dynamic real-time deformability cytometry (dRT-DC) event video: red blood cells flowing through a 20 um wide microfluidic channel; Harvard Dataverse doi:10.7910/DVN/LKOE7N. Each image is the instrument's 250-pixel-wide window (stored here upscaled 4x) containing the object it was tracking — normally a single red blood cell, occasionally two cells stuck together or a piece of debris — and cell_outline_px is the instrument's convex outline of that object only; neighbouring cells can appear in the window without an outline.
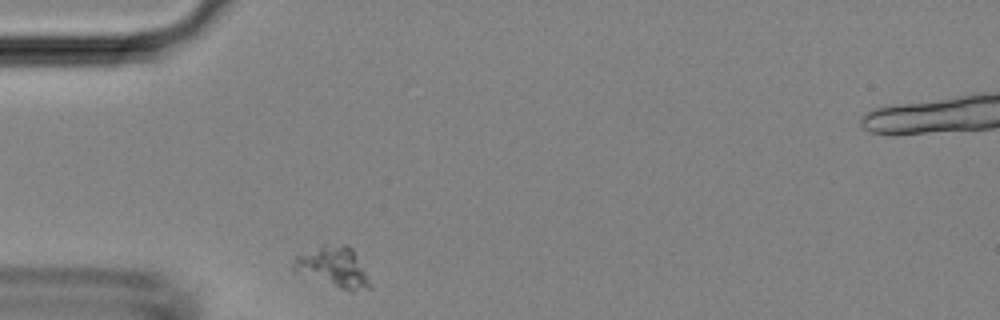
{"species": "Egyptian fruit bat (a non-hibernating species)", "species_latin": "Rousettus aegyptiacus", "temperature_condition": "room temperature", "stored_images_in_passage": 28, "camera_frame_rate_fps": 3000, "um_per_image_px": 0.085, "animal": {"sex": "female"}, "frame": {"image": 1, "passage_image": 1, "time_ms": 0.0, "image_size_px": [1000, 320], "cell_outline_px": [[372, 288], [352, 292], [348, 292], [292, 272], [292, 260], [296, 256], [324, 244], [348, 244], [352, 248], [372, 284]], "centroid_in_image_um": [28.31, 22.73], "position_along_channel_um": 56.7, "area_um2": 18.55}}
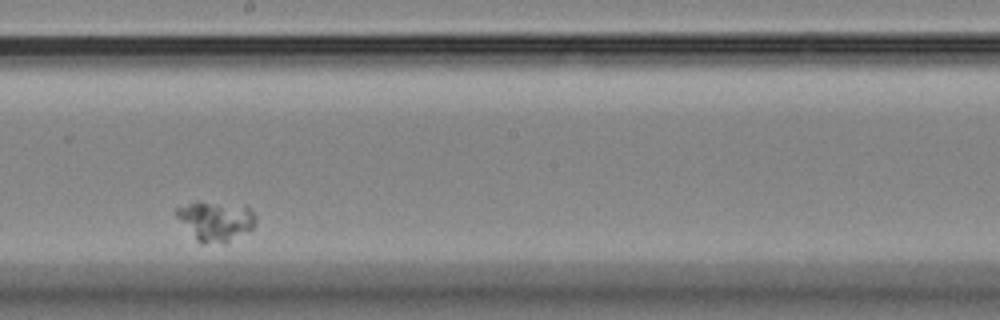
{"frame": {"image": 2, "passage_image": 16, "time_ms": 5.0, "image_size_px": [1000, 320], "cell_outline_px": [[256, 224], [252, 228], [224, 244], [200, 244], [196, 240], [176, 216], [176, 208], [196, 200], [248, 208], [256, 216]], "centroid_in_image_um": [18.29, 18.81], "position_along_channel_um": 229.9, "area_um2": 18.15}}
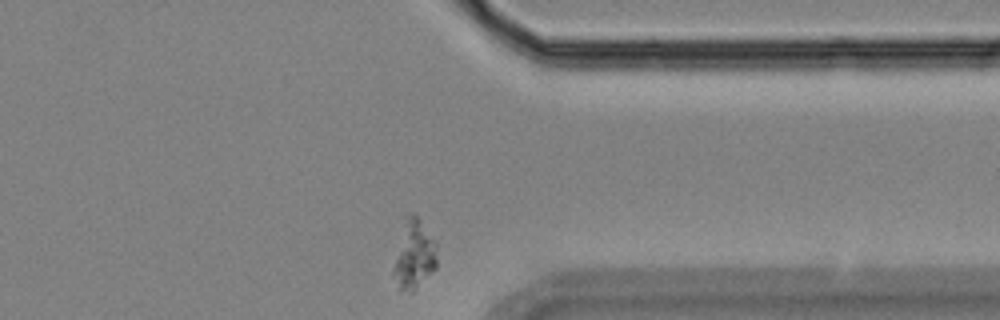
{"frame": {"image": 3, "passage_image": 28, "time_ms": 9.0, "image_size_px": [1000, 320], "cell_outline_px": [[436, 268], [412, 292], [400, 288], [392, 276], [392, 272], [408, 216], [416, 216], [436, 240]], "centroid_in_image_um": [35.25, 21.73], "position_along_channel_um": 376.2, "area_um2": 16.36}}